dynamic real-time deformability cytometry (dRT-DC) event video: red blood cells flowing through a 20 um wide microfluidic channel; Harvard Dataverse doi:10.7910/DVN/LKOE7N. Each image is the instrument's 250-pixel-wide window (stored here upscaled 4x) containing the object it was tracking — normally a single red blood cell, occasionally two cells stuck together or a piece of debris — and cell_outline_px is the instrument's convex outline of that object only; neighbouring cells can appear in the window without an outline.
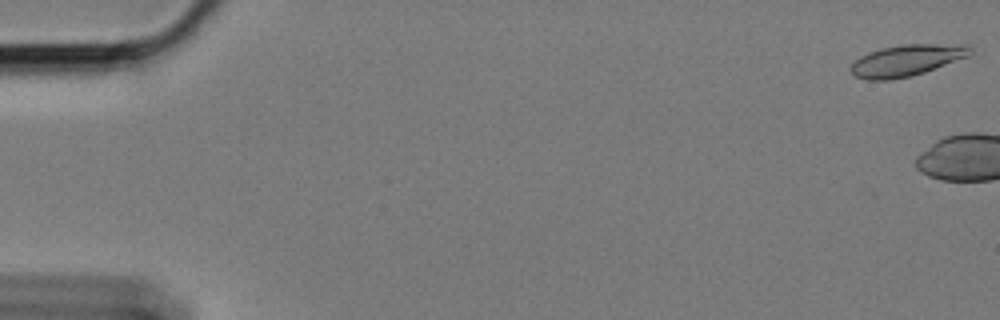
{"species": "Egyptian fruit bat (a non-hibernating species)", "species_latin": "Rousettus aegyptiacus", "temperature_condition": "cold", "stored_images_in_passage": 5, "camera_frame_rate_fps": 3000, "um_per_image_px": 0.085, "animal": {"sex": "female"}, "frame": {"image": 1, "passage_image": 1, "time_ms": 0.0, "image_size_px": [1000, 320], "cell_outline_px": [[972, 52], [968, 56], [924, 72], [912, 76], [888, 80], [868, 80], [852, 76], [848, 68], [860, 56], [868, 52], [880, 48], [900, 44], [968, 44], [972, 48]], "centroid_in_image_um": [77.02, 5.13], "position_along_channel_um": 8.0, "area_um2": 22.08}}